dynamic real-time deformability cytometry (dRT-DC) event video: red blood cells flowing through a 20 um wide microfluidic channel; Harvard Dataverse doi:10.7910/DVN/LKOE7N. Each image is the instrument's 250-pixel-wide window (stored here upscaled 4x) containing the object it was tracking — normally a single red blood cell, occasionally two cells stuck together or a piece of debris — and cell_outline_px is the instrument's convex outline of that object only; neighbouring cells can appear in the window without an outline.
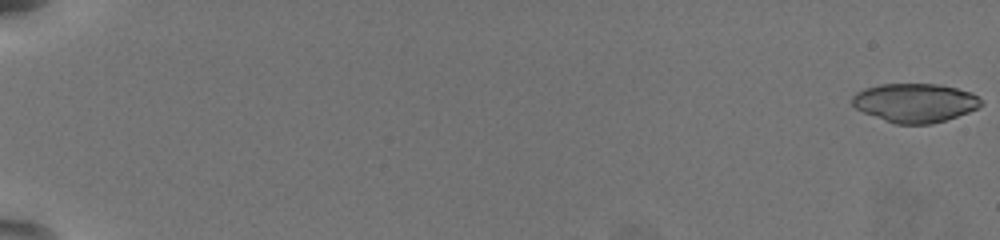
{"species": "common noctule bat (a hibernating species)", "species_latin": "Nyctalus noctula", "temperature_condition": "warm", "stored_images_in_passage": 58, "camera_frame_rate_fps": 3000, "um_per_image_px": 0.085, "animal": {"sex": "female", "body_mass_g": 19.5, "forearm_length_mm": 54.1}, "frame": {"image": 1, "passage_image": 1, "time_ms": 0.0, "image_size_px": [1000, 240], "cell_outline_px": [[984, 104], [968, 112], [932, 124], [892, 124], [864, 112], [856, 108], [852, 104], [852, 96], [856, 92], [864, 88], [880, 84], [936, 84], [956, 88], [972, 92], [984, 100]], "centroid_in_image_um": [77.78, 8.73], "position_along_channel_um": 7.2, "area_um2": 29.3}}
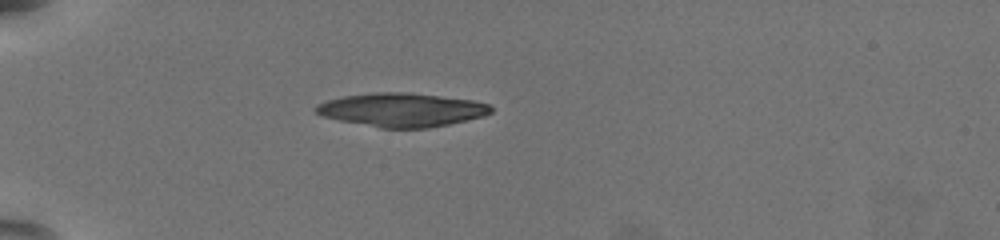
{"frame": {"image": 2, "passage_image": 20, "time_ms": 6.333, "image_size_px": [1000, 240], "cell_outline_px": [[492, 112], [484, 116], [448, 124], [428, 128], [380, 128], [340, 120], [324, 116], [316, 112], [312, 108], [316, 104], [328, 100], [344, 96], [376, 92], [408, 92], [472, 100], [488, 104], [492, 108]], "centroid_in_image_um": [34.14, 9.33], "position_along_channel_um": 50.9, "area_um2": 34.16}}